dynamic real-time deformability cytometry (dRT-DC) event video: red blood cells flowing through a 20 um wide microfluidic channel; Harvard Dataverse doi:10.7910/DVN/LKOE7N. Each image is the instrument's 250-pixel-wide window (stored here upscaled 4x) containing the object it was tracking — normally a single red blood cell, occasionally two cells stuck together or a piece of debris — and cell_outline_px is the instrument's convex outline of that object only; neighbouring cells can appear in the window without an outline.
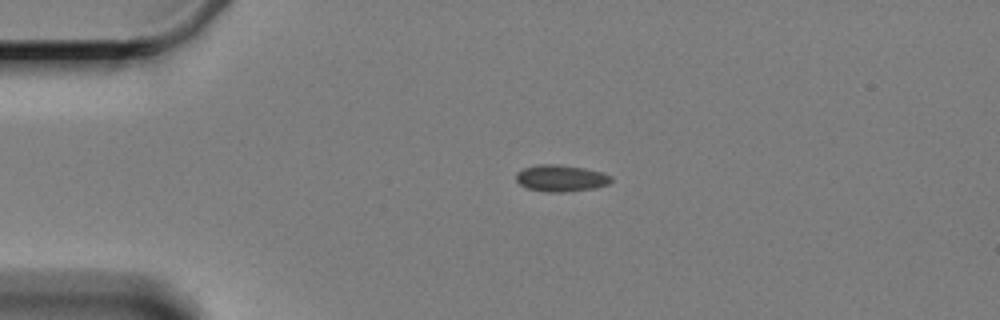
{"species": "Egyptian fruit bat (a non-hibernating species)", "species_latin": "Rousettus aegyptiacus", "temperature_condition": "cold", "stored_images_in_passage": 2, "camera_frame_rate_fps": 3000, "um_per_image_px": 0.085, "animal": {"sex": "female"}, "frame": {"image": 1, "passage_image": 1, "time_ms": 0.0, "image_size_px": [1000, 320], "cell_outline_px": [[612, 180], [608, 184], [596, 188], [564, 192], [544, 192], [528, 188], [520, 184], [516, 180], [516, 172], [524, 168], [540, 164], [556, 164], [584, 168], [604, 172], [612, 176]], "centroid_in_image_um": [47.7, 15.15], "position_along_channel_um": 37.3, "area_um2": 14.85}}